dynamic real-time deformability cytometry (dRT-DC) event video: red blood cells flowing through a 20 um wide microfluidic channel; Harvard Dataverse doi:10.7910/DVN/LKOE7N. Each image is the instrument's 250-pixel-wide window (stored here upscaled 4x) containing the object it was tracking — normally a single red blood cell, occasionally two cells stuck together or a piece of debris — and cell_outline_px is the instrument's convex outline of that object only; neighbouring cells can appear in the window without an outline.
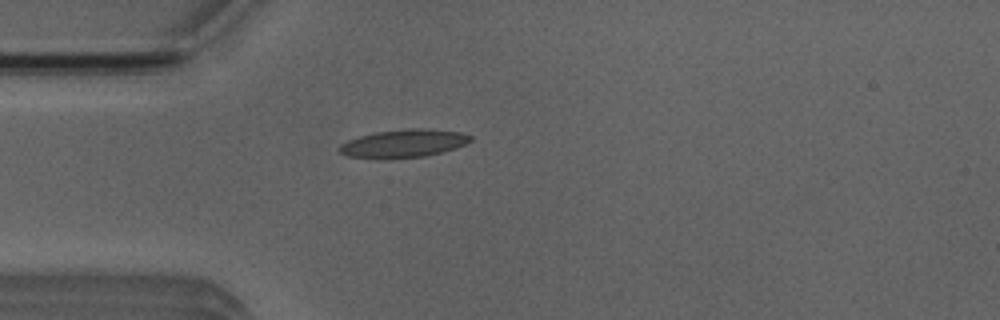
{"species": "Egyptian fruit bat (a non-hibernating species)", "species_latin": "Rousettus aegyptiacus", "temperature_condition": "room temperature", "stored_images_in_passage": 3, "camera_frame_rate_fps": 3000, "um_per_image_px": 0.085, "animal": {"sex": "male"}, "frame": {"image": 1, "passage_image": 3, "time_ms": 3.333, "image_size_px": [1000, 320], "cell_outline_px": [[472, 140], [456, 148], [444, 152], [424, 156], [392, 160], [376, 160], [348, 156], [340, 152], [336, 148], [340, 144], [348, 140], [372, 132], [408, 128], [424, 128], [460, 132], [472, 136]], "centroid_in_image_um": [34.25, 12.22], "position_along_channel_um": 50.7, "area_um2": 22.08}}